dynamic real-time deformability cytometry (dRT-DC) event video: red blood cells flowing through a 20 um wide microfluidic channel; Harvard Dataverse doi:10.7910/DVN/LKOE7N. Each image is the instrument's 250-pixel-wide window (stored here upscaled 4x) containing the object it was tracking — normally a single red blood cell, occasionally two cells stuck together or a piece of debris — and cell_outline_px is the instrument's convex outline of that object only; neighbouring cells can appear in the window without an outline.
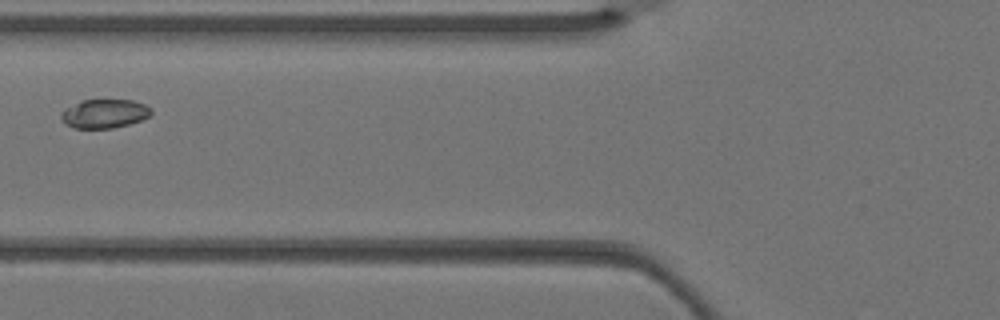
{"species": "Egyptian fruit bat (a non-hibernating species)", "species_latin": "Rousettus aegyptiacus", "temperature_condition": "warm", "stored_images_in_passage": 3, "camera_frame_rate_fps": 3000, "um_per_image_px": 0.085, "animal": {"sex": "female"}, "frame": {"image": 1, "passage_image": 3, "time_ms": 0.667, "image_size_px": [1000, 320], "cell_outline_px": [[152, 112], [148, 116], [140, 120], [128, 124], [112, 128], [72, 128], [64, 124], [60, 116], [60, 112], [64, 108], [80, 100], [132, 100], [144, 104], [152, 108]], "centroid_in_image_um": [8.82, 9.65], "position_along_channel_um": 117.0, "area_um2": 15.26}}